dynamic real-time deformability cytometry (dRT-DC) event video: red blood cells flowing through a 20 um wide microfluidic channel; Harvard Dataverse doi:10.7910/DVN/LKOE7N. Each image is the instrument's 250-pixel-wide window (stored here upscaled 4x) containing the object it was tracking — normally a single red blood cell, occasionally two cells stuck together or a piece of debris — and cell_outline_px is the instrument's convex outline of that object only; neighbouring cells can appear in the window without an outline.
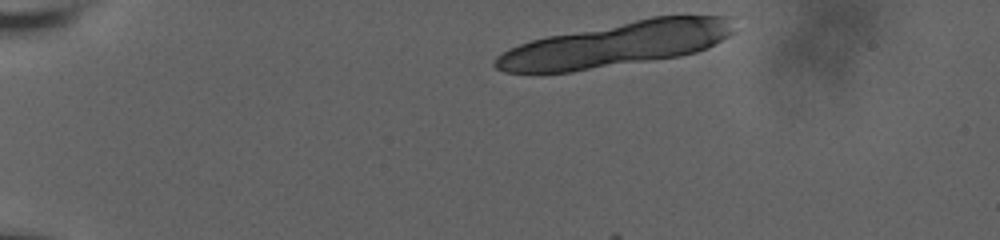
{"species": "human", "species_latin": "Homo sapiens", "temperature_condition": "room temperature", "stored_images_in_passage": 19, "segment_of_instrument_passage": [1, 2], "camera_frame_rate_fps": 3000, "um_per_image_px": 0.085, "donor": {"sex": "male"}, "frame": {"image": 1, "passage_image": 1, "time_ms": 0.0, "image_size_px": [1000, 240], "cell_outline_px": [[732, 32], [728, 36], [696, 52], [680, 56], [572, 72], [504, 72], [496, 68], [492, 64], [492, 60], [496, 56], [520, 44], [532, 40], [548, 36], [652, 16], [728, 16]], "centroid_in_image_um": [52.32, 3.78], "position_along_channel_um": 32.7, "area_um2": 61.27}}